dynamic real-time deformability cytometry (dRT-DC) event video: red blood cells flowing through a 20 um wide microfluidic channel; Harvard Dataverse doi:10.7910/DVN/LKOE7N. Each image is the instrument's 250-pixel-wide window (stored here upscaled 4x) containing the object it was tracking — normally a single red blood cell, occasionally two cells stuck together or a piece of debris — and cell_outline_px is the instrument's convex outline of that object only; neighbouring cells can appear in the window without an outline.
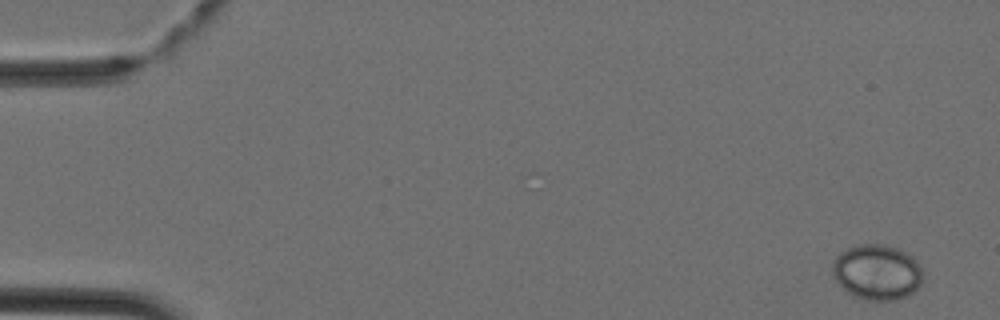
{"species": "Egyptian fruit bat (a non-hibernating species)", "species_latin": "Rousettus aegyptiacus", "temperature_condition": "cold", "stored_images_in_passage": 4, "camera_frame_rate_fps": 3000, "um_per_image_px": 0.085, "animal": {"sex": "female"}, "frame": {"image": 1, "passage_image": 1, "time_ms": 0.0, "image_size_px": [1000, 320], "cell_outline_px": [[924, 276], [920, 284], [908, 296], [896, 300], [868, 300], [856, 296], [848, 292], [836, 280], [832, 272], [832, 264], [836, 256], [840, 252], [856, 244], [884, 244], [908, 252], [920, 264]], "centroid_in_image_um": [74.57, 23.11], "position_along_channel_um": 10.4, "area_um2": 29.3}}